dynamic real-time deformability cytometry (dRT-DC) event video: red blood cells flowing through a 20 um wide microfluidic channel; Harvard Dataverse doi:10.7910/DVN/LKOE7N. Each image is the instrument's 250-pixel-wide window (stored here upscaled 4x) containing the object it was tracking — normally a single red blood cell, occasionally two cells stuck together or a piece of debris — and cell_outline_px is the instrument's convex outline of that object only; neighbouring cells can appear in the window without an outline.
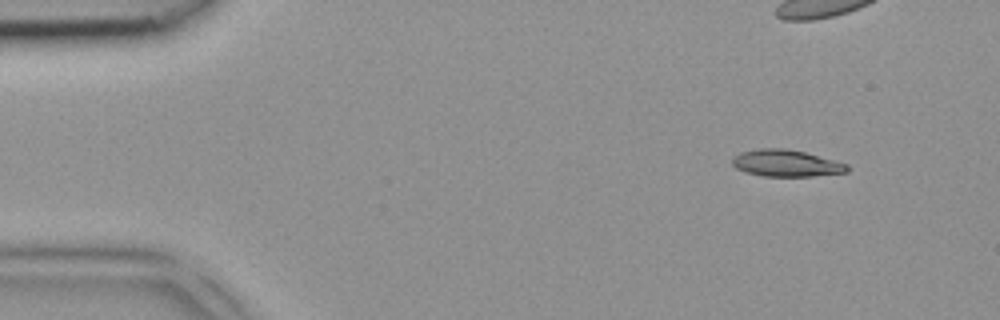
{"species": "common noctule bat (a hibernating species)", "species_latin": "Nyctalus noctula", "temperature_condition": "room temperature", "stored_images_in_passage": 7, "camera_frame_rate_fps": 3000, "um_per_image_px": 0.085, "animal": {"sex": "female", "body_mass_g": 18.4}, "frame": {"image": 1, "passage_image": 1, "time_ms": 0.0, "image_size_px": [1000, 320], "cell_outline_px": [[848, 172], [812, 176], [764, 176], [744, 172], [736, 168], [732, 164], [732, 156], [740, 152], [760, 148], [788, 148], [804, 152], [848, 164]], "centroid_in_image_um": [66.78, 13.87], "position_along_channel_um": 18.2, "area_um2": 17.98}}
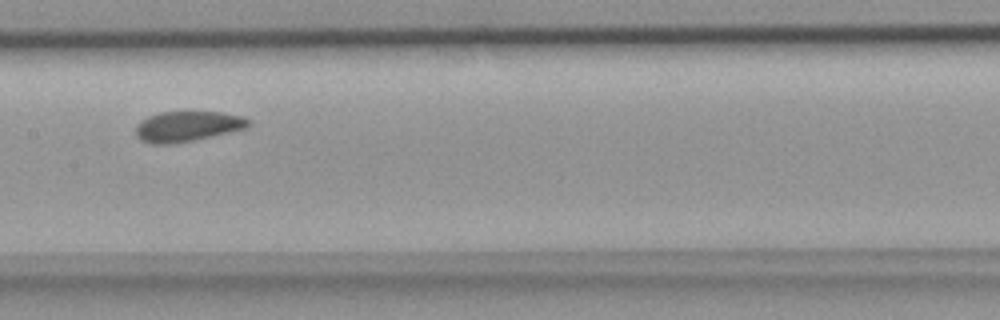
{"frame": {"image": 2, "passage_image": 7, "time_ms": 2.0, "image_size_px": [1000, 320], "cell_outline_px": [[248, 124], [244, 128], [192, 140], [172, 144], [152, 144], [136, 136], [136, 124], [140, 120], [148, 116], [160, 112], [220, 112], [244, 116], [248, 120]], "centroid_in_image_um": [15.86, 10.73], "position_along_channel_um": 191.5, "area_um2": 19.54}}